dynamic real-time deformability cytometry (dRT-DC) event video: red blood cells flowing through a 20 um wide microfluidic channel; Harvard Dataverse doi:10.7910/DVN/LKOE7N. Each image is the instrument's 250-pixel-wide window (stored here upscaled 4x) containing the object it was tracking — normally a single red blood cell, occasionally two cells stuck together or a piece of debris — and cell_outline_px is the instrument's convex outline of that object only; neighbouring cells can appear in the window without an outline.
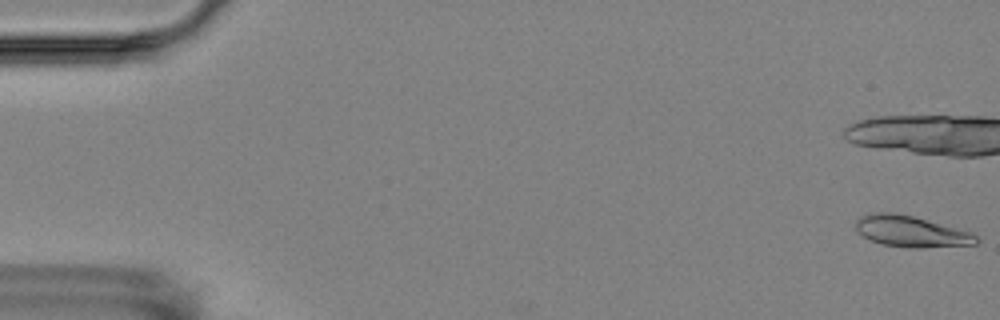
{"species": "Egyptian fruit bat (a non-hibernating species)", "species_latin": "Rousettus aegyptiacus", "temperature_condition": "room temperature", "stored_images_in_passage": 6, "camera_frame_rate_fps": 3000, "um_per_image_px": 0.085, "animal": {"sex": "female"}, "frame": {"image": 1, "passage_image": 1, "time_ms": 0.0, "image_size_px": [1000, 320], "cell_outline_px": [[980, 240], [976, 244], [924, 248], [908, 248], [884, 244], [872, 240], [856, 232], [856, 220], [860, 216], [876, 212], [896, 212], [912, 216], [968, 232], [976, 236]], "centroid_in_image_um": [77.4, 19.68], "position_along_channel_um": 7.6, "area_um2": 21.56}}